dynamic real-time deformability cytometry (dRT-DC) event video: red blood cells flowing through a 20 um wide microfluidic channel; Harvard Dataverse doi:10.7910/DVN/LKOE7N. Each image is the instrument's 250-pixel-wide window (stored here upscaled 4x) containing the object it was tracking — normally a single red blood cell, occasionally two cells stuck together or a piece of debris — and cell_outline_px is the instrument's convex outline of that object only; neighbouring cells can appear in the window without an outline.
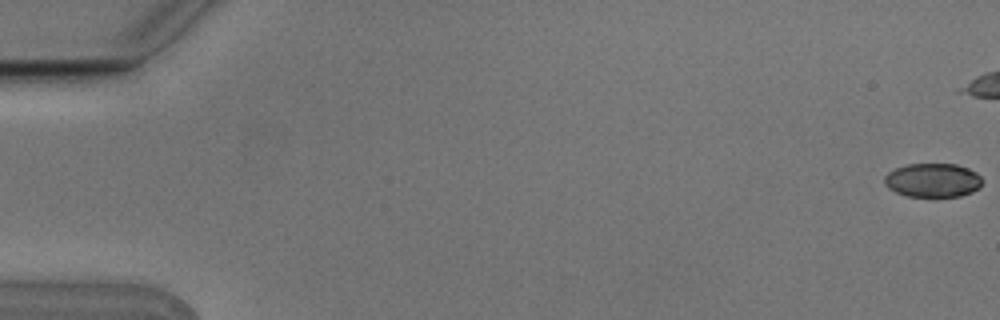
{"species": "Egyptian fruit bat (a non-hibernating species)", "species_latin": "Rousettus aegyptiacus", "temperature_condition": "cold", "stored_images_in_passage": 11, "camera_frame_rate_fps": 3000, "um_per_image_px": 0.085, "animal": {"sex": "male"}, "frame": {"image": 1, "passage_image": 1, "time_ms": 0.0, "image_size_px": [1000, 320], "cell_outline_px": [[984, 180], [980, 188], [972, 192], [960, 196], [936, 200], [908, 196], [896, 192], [888, 188], [884, 184], [884, 176], [888, 172], [896, 168], [908, 164], [956, 164], [968, 168], [976, 172]], "centroid_in_image_um": [79.31, 15.37], "position_along_channel_um": 5.7, "area_um2": 20.17}}